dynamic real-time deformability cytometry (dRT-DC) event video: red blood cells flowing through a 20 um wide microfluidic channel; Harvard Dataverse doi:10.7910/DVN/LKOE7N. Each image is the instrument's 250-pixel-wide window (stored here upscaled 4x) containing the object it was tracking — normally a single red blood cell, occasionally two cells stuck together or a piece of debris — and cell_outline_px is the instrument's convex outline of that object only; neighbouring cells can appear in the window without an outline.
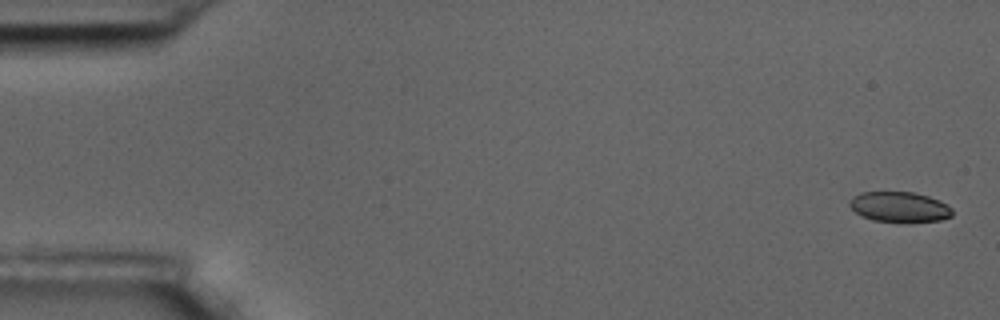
{"species": "common noctule bat (a hibernating species)", "species_latin": "Nyctalus noctula", "temperature_condition": "room temperature", "stored_images_in_passage": 5, "camera_frame_rate_fps": 3000, "um_per_image_px": 0.085, "animal": {"sex": "male", "body_mass_g": 17.5, "forearm_length_mm": 52.3}, "frame": {"image": 1, "passage_image": 1, "time_ms": 0.0, "image_size_px": [1000, 320], "cell_outline_px": [[952, 216], [940, 220], [908, 224], [872, 220], [860, 216], [848, 204], [860, 192], [912, 192], [928, 196], [940, 200], [948, 204], [952, 208]], "centroid_in_image_um": [76.51, 17.63], "position_along_channel_um": 8.5, "area_um2": 18.55}}
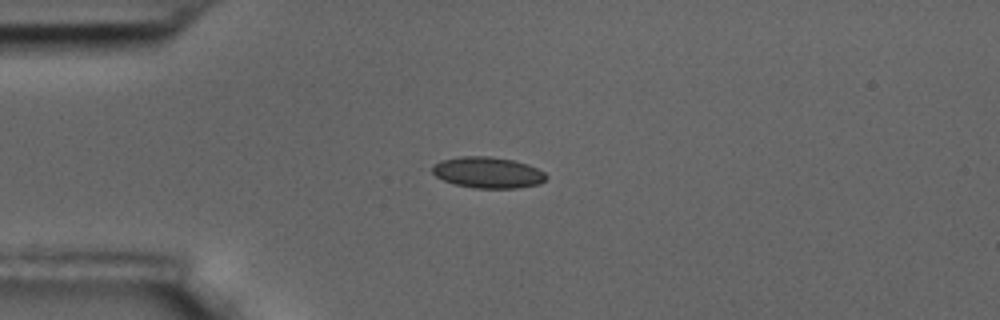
{"frame": {"image": 2, "passage_image": 5, "time_ms": 1.333, "image_size_px": [1000, 320], "cell_outline_px": [[548, 176], [540, 184], [520, 188], [476, 188], [456, 184], [444, 180], [436, 176], [432, 172], [432, 168], [440, 160], [460, 156], [488, 156], [512, 160], [528, 164], [544, 172]], "centroid_in_image_um": [41.49, 14.66], "position_along_channel_um": 43.5, "area_um2": 20.58}}